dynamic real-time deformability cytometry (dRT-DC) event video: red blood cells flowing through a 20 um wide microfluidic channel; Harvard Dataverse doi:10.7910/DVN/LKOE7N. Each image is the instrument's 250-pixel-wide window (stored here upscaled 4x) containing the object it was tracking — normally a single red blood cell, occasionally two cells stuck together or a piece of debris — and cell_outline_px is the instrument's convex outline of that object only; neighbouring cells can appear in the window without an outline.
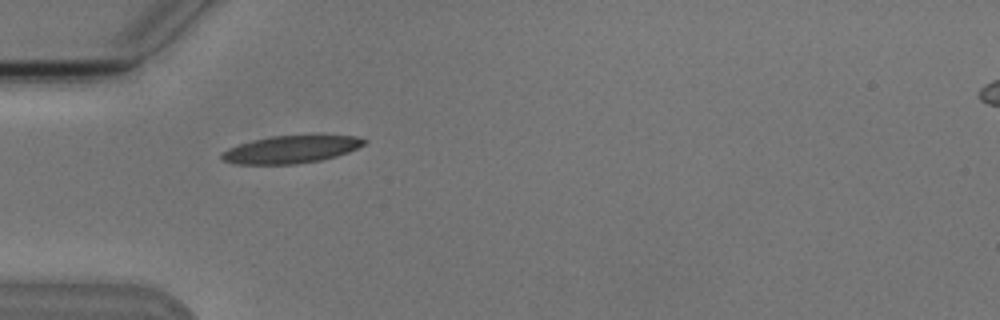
{"species": "Egyptian fruit bat (a non-hibernating species)", "species_latin": "Rousettus aegyptiacus", "temperature_condition": "cold", "stored_images_in_passage": 8, "camera_frame_rate_fps": 3000, "um_per_image_px": 0.085, "animal": {"sex": "male"}, "frame": {"image": 1, "passage_image": 5, "time_ms": 4.667, "image_size_px": [1000, 320], "cell_outline_px": [[368, 140], [364, 144], [348, 152], [336, 156], [320, 160], [296, 164], [236, 164], [224, 160], [220, 156], [220, 152], [228, 148], [252, 140], [272, 136], [356, 136]], "centroid_in_image_um": [24.7, 12.71], "position_along_channel_um": 60.3, "area_um2": 22.54}}
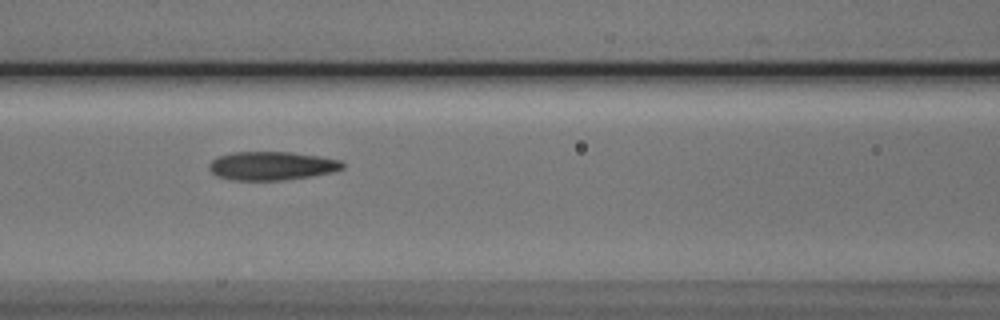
{"frame": {"image": 2, "passage_image": 7, "time_ms": 7.0, "image_size_px": [1000, 320], "cell_outline_px": [[344, 168], [332, 172], [308, 176], [280, 180], [232, 180], [216, 176], [208, 168], [208, 164], [216, 156], [232, 152], [292, 152], [320, 156], [340, 160], [344, 164]], "centroid_in_image_um": [23.05, 14.08], "position_along_channel_um": 143.5, "area_um2": 22.25}}
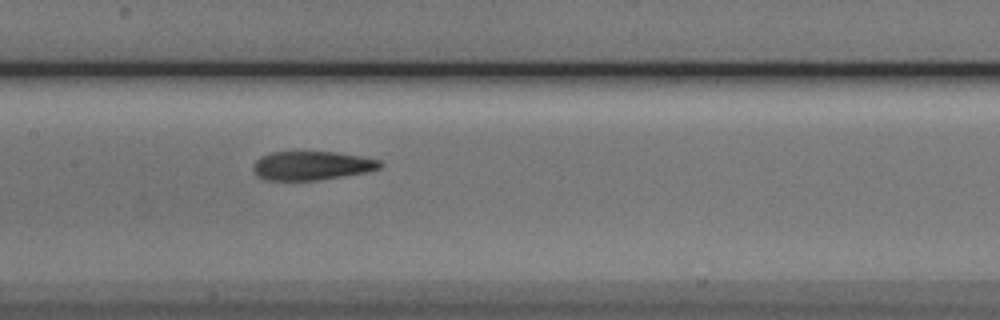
{"frame": {"image": 3, "passage_image": 8, "time_ms": 8.0, "image_size_px": [1000, 320], "cell_outline_px": [[384, 164], [380, 168], [364, 172], [316, 180], [268, 180], [260, 176], [252, 168], [252, 164], [260, 156], [268, 152], [336, 152], [364, 156], [380, 160]], "centroid_in_image_um": [26.5, 14.06], "position_along_channel_um": 180.9, "area_um2": 21.21}}